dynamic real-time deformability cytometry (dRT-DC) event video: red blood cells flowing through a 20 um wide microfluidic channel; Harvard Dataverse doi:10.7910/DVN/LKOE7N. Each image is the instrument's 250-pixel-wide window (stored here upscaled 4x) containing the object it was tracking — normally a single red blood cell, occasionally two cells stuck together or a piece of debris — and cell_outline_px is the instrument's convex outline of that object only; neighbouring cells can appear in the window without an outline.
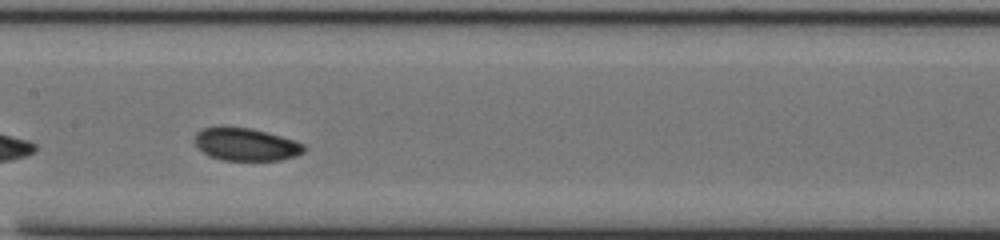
{"species": "common noctule bat (a hibernating species)", "species_latin": "Nyctalus noctula", "temperature_condition": "cold", "stored_images_in_passage": 40, "camera_frame_rate_fps": 3000, "um_per_image_px": 0.085, "animal": {"sex": "male", "body_mass_g": 20.0, "forearm_length_mm": 53.3}, "frame": {"image": 1, "passage_image": 12, "time_ms": 3.667, "image_size_px": [1000, 240], "cell_outline_px": [[304, 152], [296, 156], [280, 160], [220, 160], [208, 156], [196, 144], [196, 132], [200, 128], [252, 128], [296, 140], [304, 144]], "centroid_in_image_um": [20.94, 12.29], "position_along_channel_um": 186.5, "area_um2": 20.58}, "authors_computed_cell_mechanics": {"area_um2": 19.8543, "velocity_mm_per_s": 3.7179, "shape_relaxation_time_tau1_ms": null, "shape_relaxation_time_tau2_ms": 4.654, "deformation_change_tau1": null, "deformation_change_tau2": 0.0773}}